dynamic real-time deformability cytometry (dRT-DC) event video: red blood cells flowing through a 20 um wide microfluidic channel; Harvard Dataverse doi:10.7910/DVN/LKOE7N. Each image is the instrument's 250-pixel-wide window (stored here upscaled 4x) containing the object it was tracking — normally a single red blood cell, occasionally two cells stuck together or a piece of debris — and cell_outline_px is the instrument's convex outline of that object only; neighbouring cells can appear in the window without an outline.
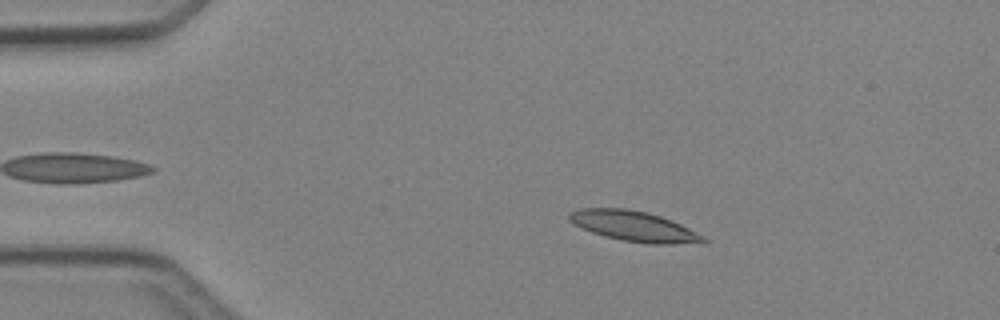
{"species": "Egyptian fruit bat (a non-hibernating species)", "species_latin": "Rousettus aegyptiacus", "temperature_condition": "cold", "stored_images_in_passage": 5, "camera_frame_rate_fps": 3000, "um_per_image_px": 0.085, "animal": {"sex": "female"}, "frame": {"image": 1, "passage_image": 2, "time_ms": 1.333, "image_size_px": [1000, 320], "cell_outline_px": [[708, 244], [648, 244], [624, 240], [604, 236], [592, 232], [568, 220], [568, 212], [580, 208], [624, 208], [648, 212], [672, 220], [704, 236], [708, 240]], "centroid_in_image_um": [53.95, 19.24], "position_along_channel_um": 31.1, "area_um2": 23.81}}
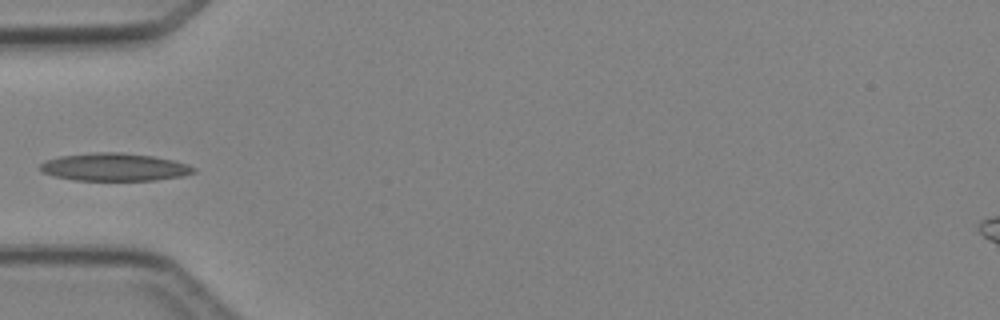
{"frame": {"image": 2, "passage_image": 4, "time_ms": 3.667, "image_size_px": [1000, 320], "cell_outline_px": [[196, 172], [184, 176], [156, 180], [72, 180], [56, 176], [44, 172], [40, 168], [40, 164], [44, 160], [60, 156], [92, 152], [120, 152], [152, 156], [176, 160], [188, 164], [196, 168]], "centroid_in_image_um": [9.77, 14.19], "position_along_channel_um": 75.2, "area_um2": 24.97}}
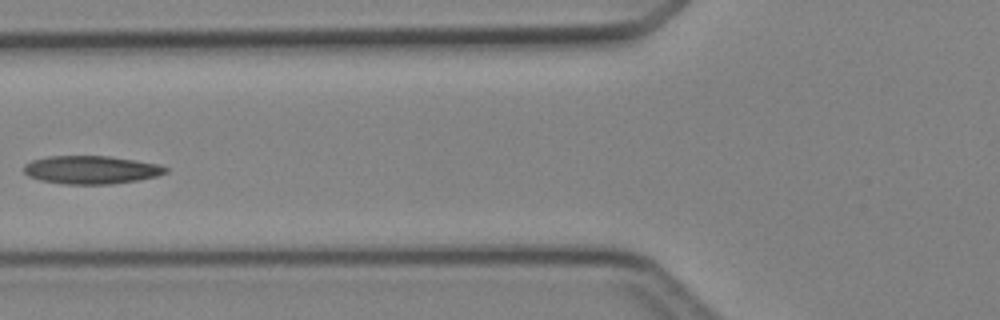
{"frame": {"image": 3, "passage_image": 5, "time_ms": 4.667, "image_size_px": [1000, 320], "cell_outline_px": [[168, 172], [156, 176], [136, 180], [112, 184], [64, 184], [40, 180], [28, 176], [24, 172], [24, 164], [32, 160], [48, 156], [108, 156], [136, 160], [160, 164], [168, 168]], "centroid_in_image_um": [7.75, 14.43], "position_along_channel_um": 118.1, "area_um2": 23.29}}